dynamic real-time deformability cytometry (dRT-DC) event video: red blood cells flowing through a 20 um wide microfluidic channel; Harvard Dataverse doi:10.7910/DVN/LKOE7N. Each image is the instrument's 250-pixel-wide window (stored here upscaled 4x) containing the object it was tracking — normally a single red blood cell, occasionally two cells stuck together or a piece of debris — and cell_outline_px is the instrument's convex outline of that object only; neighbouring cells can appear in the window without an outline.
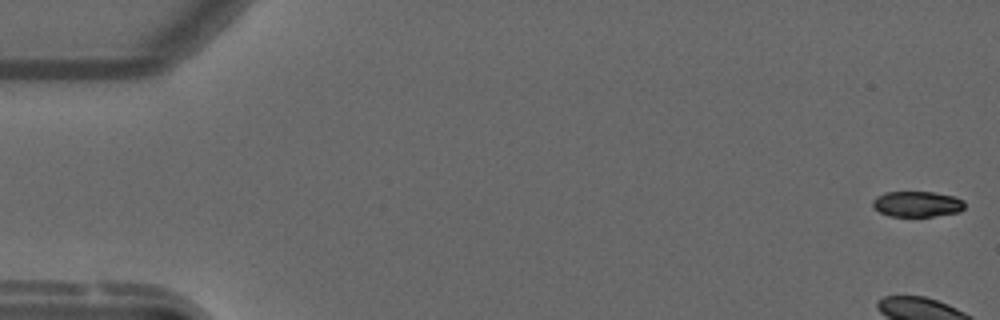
{"species": "common noctule bat (a hibernating species)", "species_latin": "Nyctalus noctula", "temperature_condition": "warm", "stored_images_in_passage": 54, "camera_frame_rate_fps": 3000, "um_per_image_px": 0.085, "animal": {"sex": "male", "forearm_length_mm": 52.5}, "frame": {"image": 1, "passage_image": 1, "time_ms": 0.0, "image_size_px": [1000, 320], "cell_outline_px": [[964, 208], [960, 212], [932, 216], [888, 216], [872, 208], [872, 200], [876, 196], [884, 192], [932, 192], [956, 196], [964, 200]], "centroid_in_image_um": [77.94, 17.34], "position_along_channel_um": 7.1, "area_um2": 13.93}, "authors_computed_cell_mechanics": {"area_um2": 17.9758, "velocity_mm_per_s": 3.7316, "shape_relaxation_time_tau1_ms": 3.0134, "shape_relaxation_time_tau2_ms": null, "deformation_change_tau1": 0.0949, "deformation_change_tau2": null}}